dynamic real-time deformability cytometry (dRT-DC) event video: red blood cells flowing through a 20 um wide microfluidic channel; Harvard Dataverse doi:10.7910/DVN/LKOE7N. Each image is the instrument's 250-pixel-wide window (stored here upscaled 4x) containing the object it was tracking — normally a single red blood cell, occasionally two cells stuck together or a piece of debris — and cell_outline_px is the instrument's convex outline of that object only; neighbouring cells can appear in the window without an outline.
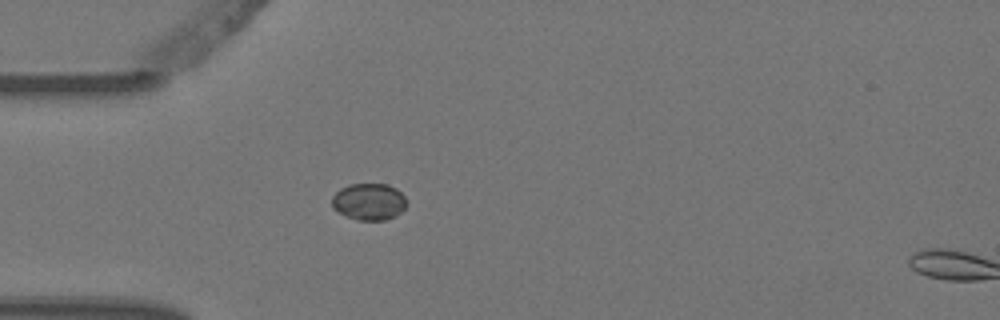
{"species": "Egyptian fruit bat (a non-hibernating species)", "species_latin": "Rousettus aegyptiacus", "temperature_condition": "warm", "stored_images_in_passage": 2, "camera_frame_rate_fps": 3000, "um_per_image_px": 0.085, "animal": {"sex": "female"}, "frame": {"image": 1, "passage_image": 1, "time_ms": 0.0, "image_size_px": [1000, 320], "cell_outline_px": [[408, 204], [396, 216], [384, 220], [360, 220], [348, 216], [332, 208], [332, 196], [340, 188], [348, 184], [388, 184], [396, 188], [404, 196]], "centroid_in_image_um": [31.37, 17.13], "position_along_channel_um": 53.6, "area_um2": 16.01}}